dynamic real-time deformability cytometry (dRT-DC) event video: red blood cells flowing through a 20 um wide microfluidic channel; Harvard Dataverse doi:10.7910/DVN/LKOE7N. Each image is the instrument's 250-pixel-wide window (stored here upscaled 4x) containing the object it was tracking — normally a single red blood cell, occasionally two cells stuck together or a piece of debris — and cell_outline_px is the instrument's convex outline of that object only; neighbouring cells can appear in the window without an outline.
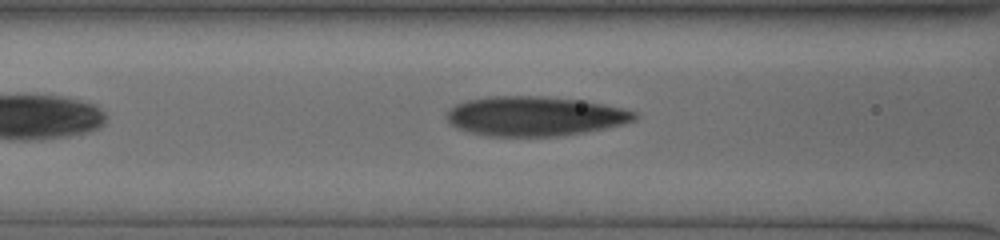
{"species": "human", "species_latin": "Homo sapiens", "temperature_condition": "cold", "stored_images_in_passage": 37, "camera_frame_rate_fps": 3000, "um_per_image_px": 0.085, "donor": {"sex": "male"}, "frame": {"image": 1, "passage_image": 9, "time_ms": 2.667, "image_size_px": [1000, 240], "cell_outline_px": [[640, 116], [636, 120], [624, 124], [584, 132], [560, 136], [488, 136], [456, 128], [448, 120], [448, 112], [456, 104], [468, 100], [488, 96], [544, 96], [584, 100], [624, 108], [636, 112]], "centroid_in_image_um": [45.53, 9.86], "position_along_channel_um": 121.1, "area_um2": 43.35}}
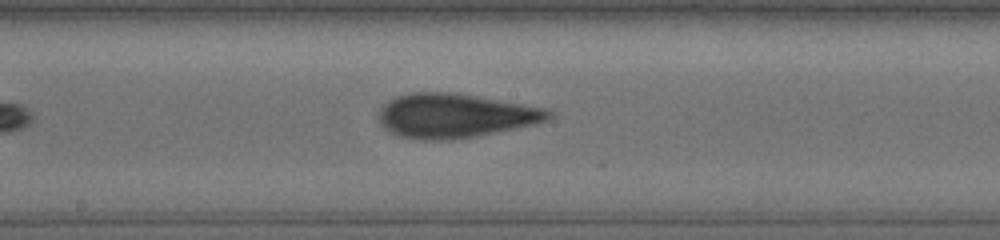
{"frame": {"image": 2, "passage_image": 16, "time_ms": 5.0, "image_size_px": [1000, 240], "cell_outline_px": [[552, 116], [536, 124], [476, 136], [448, 140], [420, 140], [400, 136], [388, 132], [380, 124], [380, 108], [388, 100], [396, 96], [408, 92], [448, 92], [476, 96], [544, 108], [552, 112]], "centroid_in_image_um": [38.61, 9.84], "position_along_channel_um": 209.6, "area_um2": 43.52}}
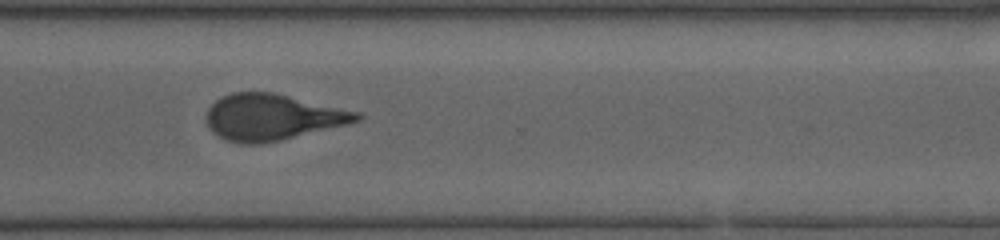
{"frame": {"image": 3, "passage_image": 27, "time_ms": 8.667, "image_size_px": [1000, 240], "cell_outline_px": [[364, 116], [360, 120], [348, 124], [280, 140], [260, 144], [240, 144], [224, 140], [212, 132], [208, 124], [208, 108], [216, 100], [232, 92], [272, 92], [360, 112]], "centroid_in_image_um": [23.15, 9.97], "position_along_channel_um": 347.4, "area_um2": 40.23}, "authors_computed_cell_mechanics": {"area_um2": 41.7316, "velocity_mm_per_s": 3.7769, "shape_relaxation_time_tau1_ms": 7.5889, "shape_relaxation_time_tau2_ms": 1.7485, "deformation_change_tau1": 0.2183, "deformation_change_tau2": 0.1011}}